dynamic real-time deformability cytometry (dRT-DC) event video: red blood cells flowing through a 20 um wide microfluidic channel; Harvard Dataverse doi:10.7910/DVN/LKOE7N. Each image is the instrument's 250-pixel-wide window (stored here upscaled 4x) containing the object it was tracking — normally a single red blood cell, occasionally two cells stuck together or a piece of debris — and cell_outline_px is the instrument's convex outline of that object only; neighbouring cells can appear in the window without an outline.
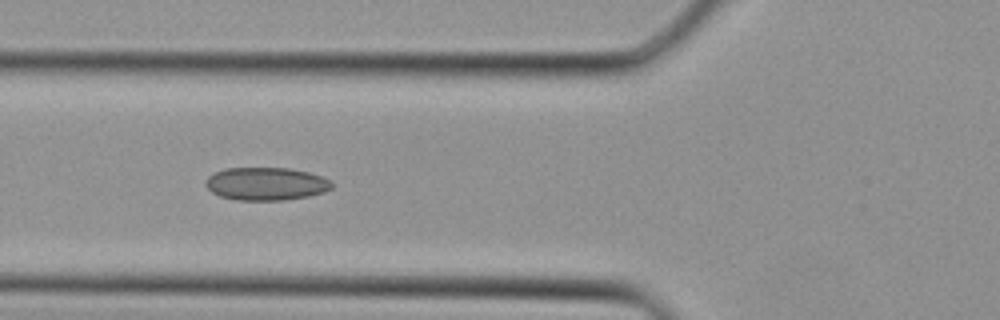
{"species": "Egyptian fruit bat (a non-hibernating species)", "species_latin": "Rousettus aegyptiacus", "temperature_condition": "cold", "stored_images_in_passage": 28, "camera_frame_rate_fps": 3000, "um_per_image_px": 0.085, "animal": {"sex": "female"}, "frame": {"image": 1, "passage_image": 5, "time_ms": 1.333, "image_size_px": [1000, 320], "cell_outline_px": [[332, 188], [324, 192], [308, 196], [284, 200], [236, 200], [220, 196], [212, 192], [204, 184], [204, 180], [208, 176], [224, 168], [288, 168], [308, 172], [332, 180]], "centroid_in_image_um": [22.6, 15.62], "position_along_channel_um": 103.2, "area_um2": 24.28}}
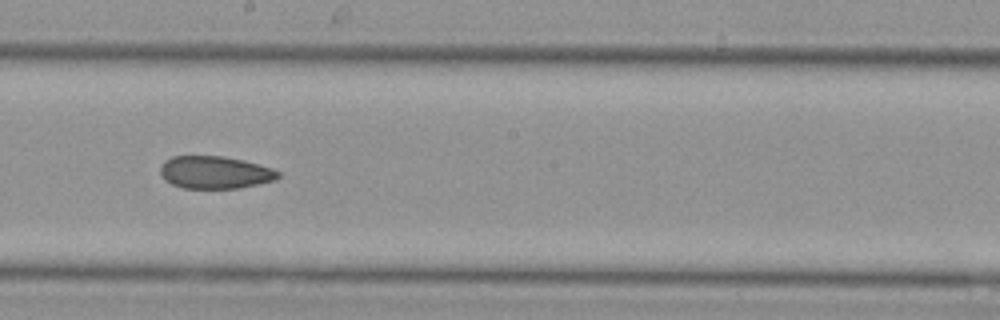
{"frame": {"image": 2, "passage_image": 12, "time_ms": 3.667, "image_size_px": [1000, 320], "cell_outline_px": [[280, 176], [276, 180], [240, 188], [184, 188], [172, 184], [164, 180], [160, 172], [160, 164], [164, 160], [172, 156], [224, 156], [244, 160], [272, 168], [280, 172]], "centroid_in_image_um": [18.26, 14.65], "position_along_channel_um": 229.9, "area_um2": 22.54}}
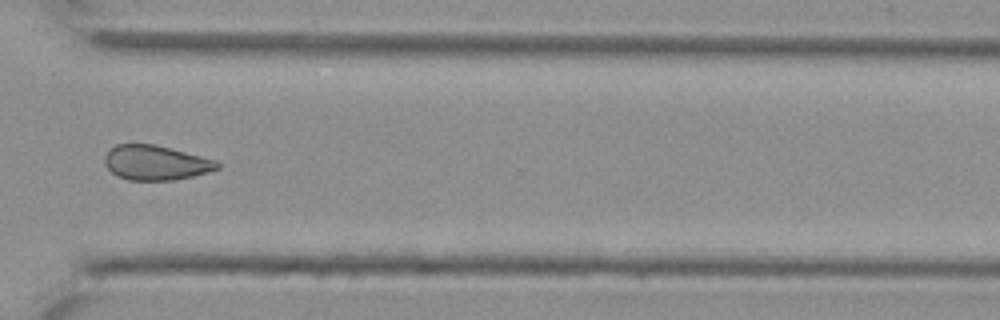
{"frame": {"image": 3, "passage_image": 19, "time_ms": 6.0, "image_size_px": [1000, 320], "cell_outline_px": [[224, 164], [220, 168], [208, 172], [192, 176], [172, 180], [128, 180], [116, 176], [104, 164], [104, 156], [116, 144], [156, 144], [216, 160]], "centroid_in_image_um": [13.26, 13.83], "position_along_channel_um": 357.3, "area_um2": 22.89}}